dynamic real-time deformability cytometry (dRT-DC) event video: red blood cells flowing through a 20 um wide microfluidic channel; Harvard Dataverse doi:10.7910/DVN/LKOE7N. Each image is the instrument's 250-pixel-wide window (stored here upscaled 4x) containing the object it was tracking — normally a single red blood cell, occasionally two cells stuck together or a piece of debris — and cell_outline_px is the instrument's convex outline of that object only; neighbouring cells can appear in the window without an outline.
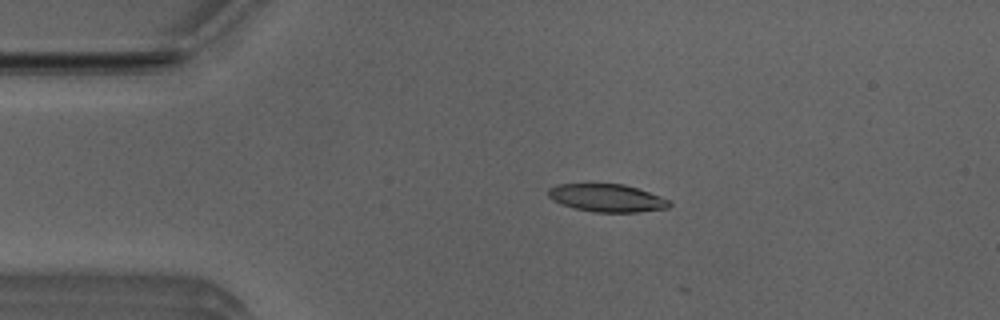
{"species": "Egyptian fruit bat (a non-hibernating species)", "species_latin": "Rousettus aegyptiacus", "temperature_condition": "room temperature", "stored_images_in_passage": 9, "camera_frame_rate_fps": 3000, "um_per_image_px": 0.085, "animal": {"sex": "male"}, "frame": {"image": 1, "passage_image": 6, "time_ms": 1.667, "image_size_px": [1000, 320], "cell_outline_px": [[672, 204], [668, 208], [636, 212], [596, 212], [576, 208], [552, 200], [548, 196], [548, 188], [556, 184], [624, 184], [660, 196], [668, 200]], "centroid_in_image_um": [51.58, 16.82], "position_along_channel_um": 33.4, "area_um2": 19.36}}